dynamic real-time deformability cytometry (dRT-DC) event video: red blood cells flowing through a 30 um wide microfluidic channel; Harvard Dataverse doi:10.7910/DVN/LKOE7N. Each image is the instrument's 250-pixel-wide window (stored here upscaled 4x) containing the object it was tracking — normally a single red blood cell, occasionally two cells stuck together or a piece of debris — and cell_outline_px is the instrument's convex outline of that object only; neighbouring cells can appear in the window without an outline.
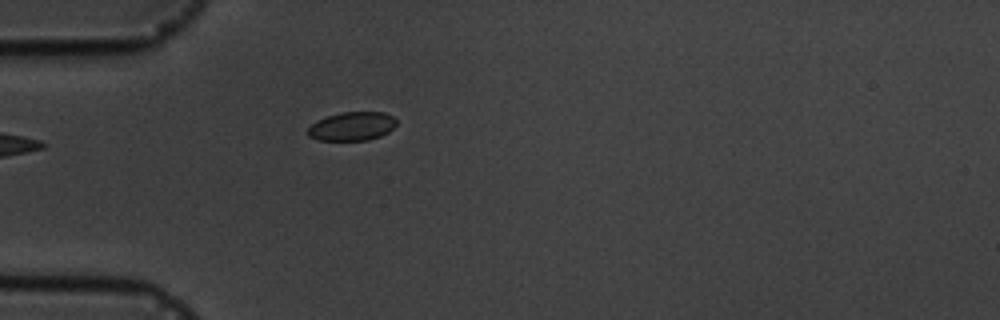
{"species": "common noctule bat (a hibernating species)", "species_latin": "Nyctalus noctula", "temperature_condition": "cold", "stored_images_in_passage": 4, "camera_frame_rate_fps": 3000, "um_per_image_px": 0.085, "animal": {"sex": "male", "body_mass_g": 19.5, "forearm_length_mm": 54.6}, "frame": {"image": 1, "passage_image": 4, "time_ms": 5.333, "image_size_px": [1000, 320], "cell_outline_px": [[396, 124], [388, 132], [380, 136], [368, 140], [320, 140], [308, 136], [308, 128], [316, 120], [340, 112], [384, 112], [392, 116], [396, 120]], "centroid_in_image_um": [29.92, 10.73], "position_along_channel_um": 55.1, "area_um2": 14.74}}